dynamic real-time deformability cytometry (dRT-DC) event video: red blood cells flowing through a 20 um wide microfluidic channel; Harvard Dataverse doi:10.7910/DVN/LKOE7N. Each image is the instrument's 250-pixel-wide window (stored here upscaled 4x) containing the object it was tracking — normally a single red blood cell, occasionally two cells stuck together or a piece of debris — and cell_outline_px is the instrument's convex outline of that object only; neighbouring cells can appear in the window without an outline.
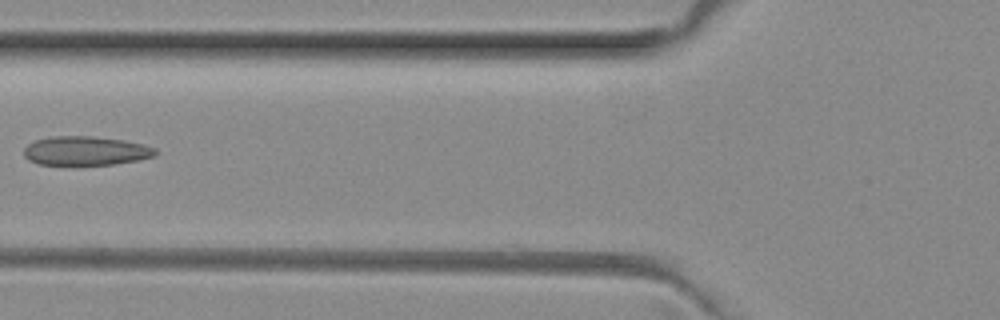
{"species": "common noctule bat (a hibernating species)", "species_latin": "Nyctalus noctula", "temperature_condition": "room temperature", "stored_images_in_passage": 7, "camera_frame_rate_fps": 3000, "um_per_image_px": 0.085, "animal": {"sex": "female", "body_mass_g": 29.2, "forearm_length_mm": 56.3}, "frame": {"image": 1, "passage_image": 5, "time_ms": 1.333, "image_size_px": [1000, 320], "cell_outline_px": [[156, 156], [136, 160], [112, 164], [40, 164], [28, 160], [24, 156], [24, 148], [28, 144], [36, 140], [52, 136], [92, 136], [124, 140], [144, 144], [156, 148]], "centroid_in_image_um": [7.29, 12.81], "position_along_channel_um": 118.5, "area_um2": 22.08}}
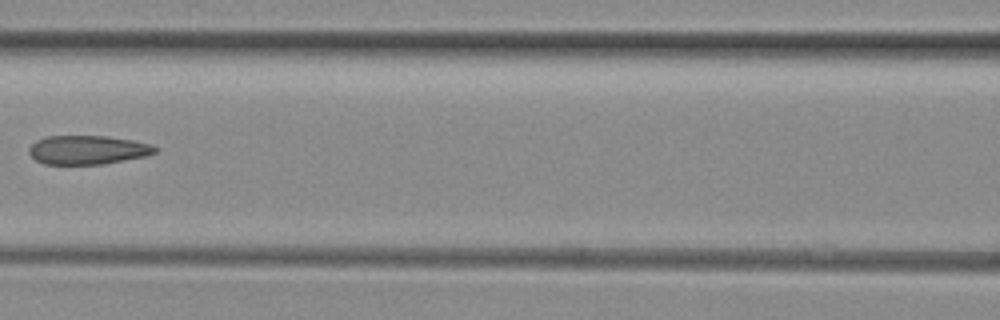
{"frame": {"image": 2, "passage_image": 6, "time_ms": 1.667, "image_size_px": [1000, 320], "cell_outline_px": [[156, 152], [148, 156], [104, 164], [44, 164], [36, 160], [28, 152], [28, 148], [36, 140], [44, 136], [104, 136], [132, 140], [152, 144], [156, 148]], "centroid_in_image_um": [7.45, 12.74], "position_along_channel_um": 159.2, "area_um2": 21.33}}
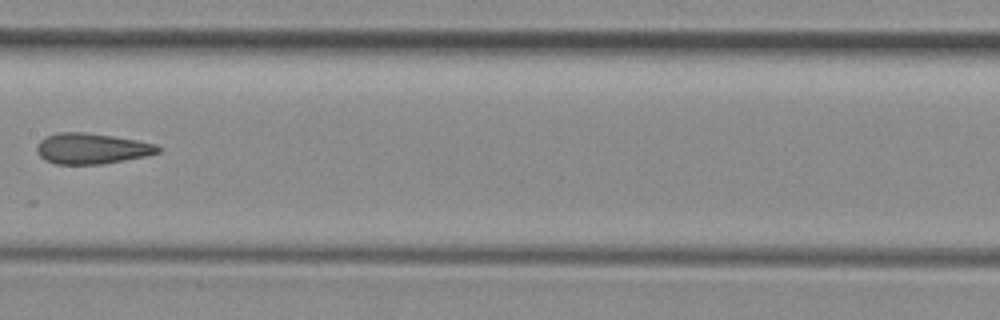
{"frame": {"image": 3, "passage_image": 7, "time_ms": 2.0, "image_size_px": [1000, 320], "cell_outline_px": [[164, 148], [160, 152], [148, 156], [100, 164], [56, 164], [44, 160], [36, 152], [36, 148], [40, 140], [56, 132], [84, 132], [112, 136], [136, 140], [156, 144]], "centroid_in_image_um": [7.81, 12.63], "position_along_channel_um": 199.6, "area_um2": 21.79}}